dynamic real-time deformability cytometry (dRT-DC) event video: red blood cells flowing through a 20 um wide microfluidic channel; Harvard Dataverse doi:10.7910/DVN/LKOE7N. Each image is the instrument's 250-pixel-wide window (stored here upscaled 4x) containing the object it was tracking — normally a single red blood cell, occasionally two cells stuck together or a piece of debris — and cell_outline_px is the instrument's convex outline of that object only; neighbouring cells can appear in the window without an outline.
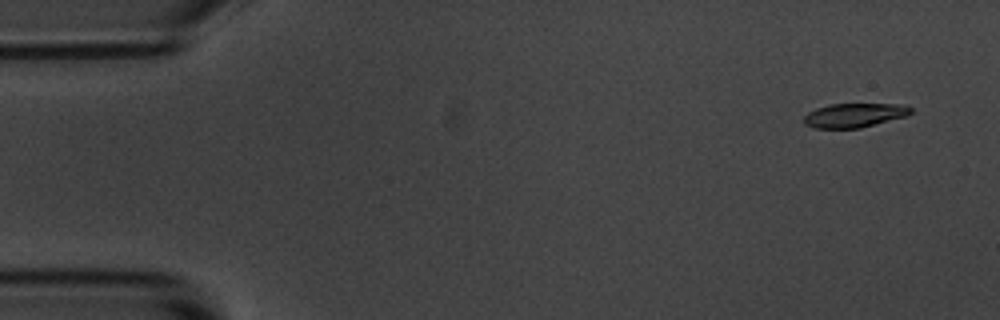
{"species": "common noctule bat (a hibernating species)", "species_latin": "Nyctalus noctula", "temperature_condition": "room temperature", "stored_images_in_passage": 8, "camera_frame_rate_fps": 3000, "um_per_image_px": 0.085, "animal": {"sex": "male", "body_mass_g": 20.1, "forearm_length_mm": 53.5}, "frame": {"image": 1, "passage_image": 1, "time_ms": 0.0, "image_size_px": [1000, 320], "cell_outline_px": [[912, 112], [908, 116], [860, 128], [812, 128], [804, 124], [804, 116], [808, 112], [816, 108], [828, 104], [904, 104], [912, 108]], "centroid_in_image_um": [72.63, 9.79], "position_along_channel_um": 12.4, "area_um2": 15.2}}
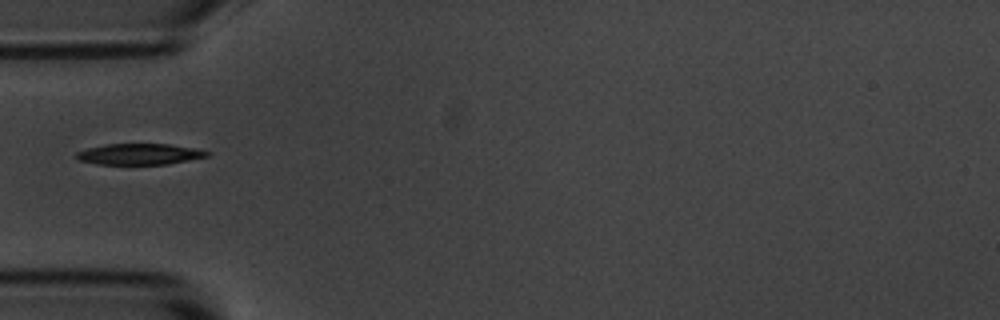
{"frame": {"image": 2, "passage_image": 5, "time_ms": 4.667, "image_size_px": [1000, 320], "cell_outline_px": [[212, 152], [208, 156], [168, 164], [100, 164], [80, 160], [76, 156], [76, 152], [88, 148], [108, 144], [168, 144], [196, 148]], "centroid_in_image_um": [11.91, 13.09], "position_along_channel_um": 73.1, "area_um2": 15.84}}
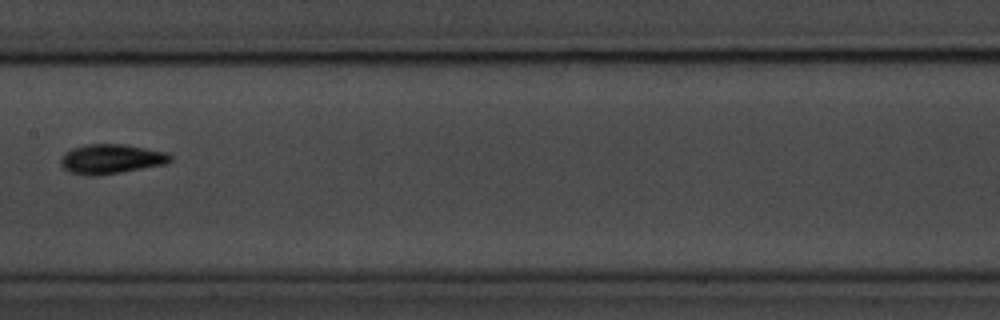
{"frame": {"image": 3, "passage_image": 8, "time_ms": 8.0, "image_size_px": [1000, 320], "cell_outline_px": [[172, 160], [168, 164], [96, 176], [88, 176], [72, 172], [64, 168], [60, 164], [60, 156], [64, 152], [72, 148], [84, 144], [124, 144], [168, 152], [172, 156]], "centroid_in_image_um": [9.45, 13.5], "position_along_channel_um": 197.9, "area_um2": 19.13}}